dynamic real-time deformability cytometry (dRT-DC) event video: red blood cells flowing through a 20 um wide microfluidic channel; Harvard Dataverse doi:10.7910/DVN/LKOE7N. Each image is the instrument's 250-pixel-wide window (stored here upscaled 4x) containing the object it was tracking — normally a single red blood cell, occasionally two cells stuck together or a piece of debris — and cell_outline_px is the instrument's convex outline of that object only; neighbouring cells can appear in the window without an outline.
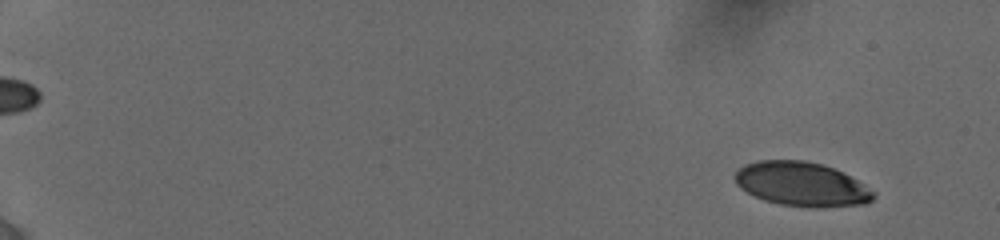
{"species": "human", "species_latin": "Homo sapiens", "temperature_condition": "cold", "stored_images_in_passage": 12, "camera_frame_rate_fps": 3000, "um_per_image_px": 0.085, "donor": {"sex": "female"}, "frame": {"image": 1, "passage_image": 2, "time_ms": 0.667, "image_size_px": [1000, 240], "cell_outline_px": [[876, 196], [872, 200], [864, 204], [812, 208], [780, 204], [764, 200], [740, 188], [736, 184], [732, 176], [744, 164], [756, 160], [804, 160], [820, 164], [832, 168], [864, 184], [876, 192]], "centroid_in_image_um": [68.11, 15.65], "position_along_channel_um": 16.9, "area_um2": 35.6}}
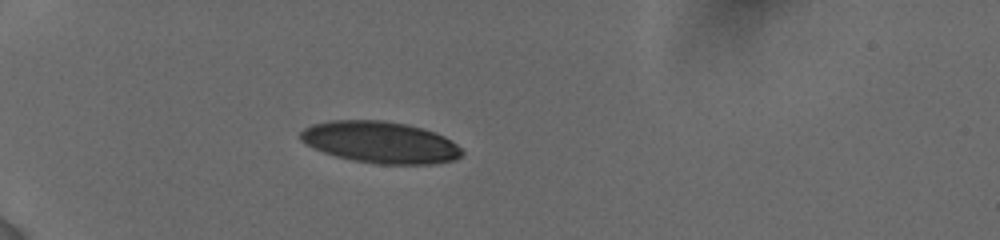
{"frame": {"image": 2, "passage_image": 8, "time_ms": 5.333, "image_size_px": [1000, 240], "cell_outline_px": [[464, 152], [456, 160], [432, 164], [376, 164], [352, 160], [336, 156], [324, 152], [300, 140], [300, 132], [304, 128], [312, 124], [328, 120], [384, 120], [408, 124], [424, 128], [436, 132], [452, 140]], "centroid_in_image_um": [32.36, 12.08], "position_along_channel_um": 52.6, "area_um2": 39.42}}
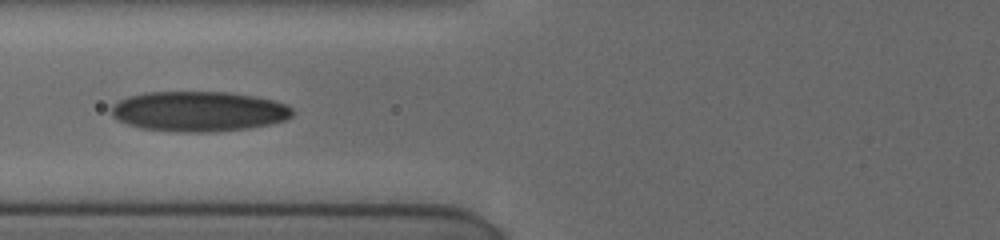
{"frame": {"image": 3, "passage_image": 11, "time_ms": 7.667, "image_size_px": [1000, 240], "cell_outline_px": [[296, 112], [292, 116], [284, 120], [268, 124], [248, 128], [216, 132], [180, 132], [140, 128], [116, 120], [112, 116], [112, 104], [128, 96], [144, 92], [228, 92], [256, 96], [276, 100], [288, 104]], "centroid_in_image_um": [16.91, 9.46], "position_along_channel_um": 108.9, "area_um2": 42.77}}